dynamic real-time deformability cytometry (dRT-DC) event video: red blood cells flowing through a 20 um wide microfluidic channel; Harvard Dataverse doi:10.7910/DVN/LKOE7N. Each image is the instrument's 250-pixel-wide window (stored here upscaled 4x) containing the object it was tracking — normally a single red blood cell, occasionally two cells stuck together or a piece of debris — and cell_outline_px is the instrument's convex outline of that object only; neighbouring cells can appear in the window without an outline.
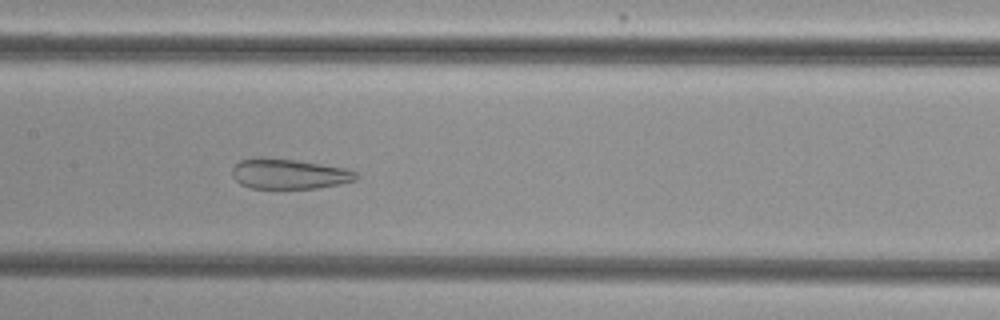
{"species": "common noctule bat (a hibernating species)", "species_latin": "Nyctalus noctula", "temperature_condition": "cold", "stored_images_in_passage": 52, "camera_frame_rate_fps": 3000, "um_per_image_px": 0.085, "animal": {"sex": "female", "body_mass_g": 29.2, "forearm_length_mm": 56.3}, "frame": {"image": 1, "passage_image": 25, "time_ms": 8.0, "image_size_px": [1000, 320], "cell_outline_px": [[360, 176], [356, 180], [340, 184], [316, 188], [252, 188], [240, 184], [232, 176], [232, 168], [240, 160], [256, 156], [264, 156], [296, 160], [348, 168], [356, 172]], "centroid_in_image_um": [24.57, 14.76], "position_along_channel_um": 182.8, "area_um2": 22.14}}
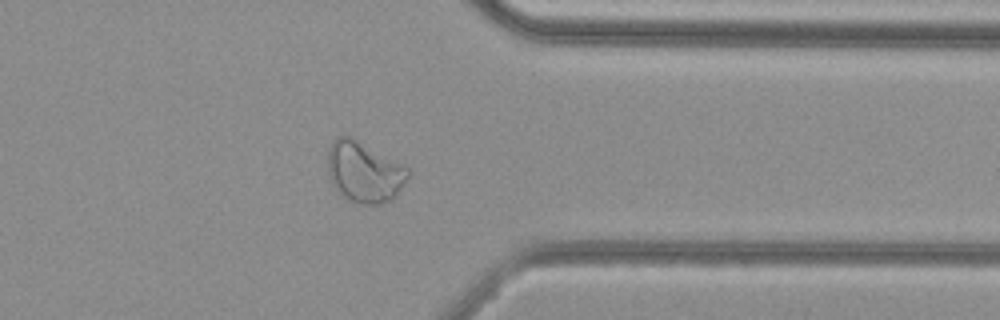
{"frame": {"image": 2, "passage_image": 41, "time_ms": 13.333, "image_size_px": [1000, 320], "cell_outline_px": [[408, 176], [392, 200], [380, 204], [356, 204], [348, 200], [336, 192], [332, 184], [328, 172], [328, 148], [332, 140], [336, 136], [352, 136], [408, 168]], "centroid_in_image_um": [30.9, 14.62], "position_along_channel_um": 380.5, "area_um2": 28.5}}
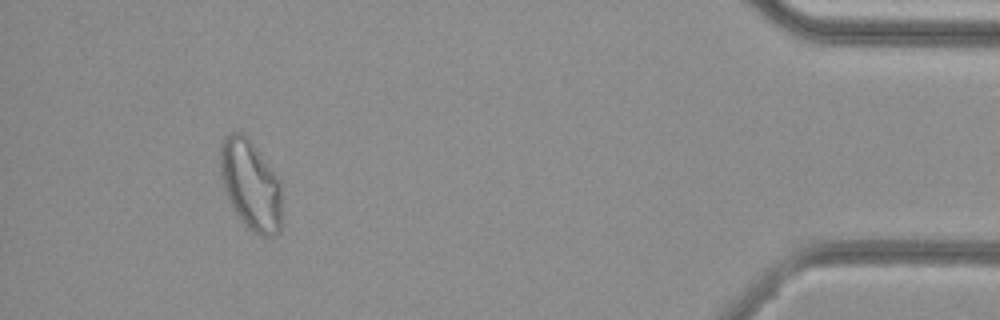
{"frame": {"image": 3, "passage_image": 48, "time_ms": 15.667, "image_size_px": [1000, 320], "cell_outline_px": [[280, 232], [272, 236], [264, 236], [252, 232], [248, 228], [236, 212], [224, 192], [220, 176], [220, 144], [224, 136], [232, 132], [240, 132], [248, 136], [280, 180]], "centroid_in_image_um": [21.28, 15.68], "position_along_channel_um": 413.9, "area_um2": 32.31}, "authors_computed_cell_mechanics": {"area_um2": 29.3624, "velocity_mm_per_s": 3.8232, "shape_relaxation_time_tau1_ms": null, "shape_relaxation_time_tau2_ms": 1.1027, "deformation_change_tau1": null, "deformation_change_tau2": 0.0829}}